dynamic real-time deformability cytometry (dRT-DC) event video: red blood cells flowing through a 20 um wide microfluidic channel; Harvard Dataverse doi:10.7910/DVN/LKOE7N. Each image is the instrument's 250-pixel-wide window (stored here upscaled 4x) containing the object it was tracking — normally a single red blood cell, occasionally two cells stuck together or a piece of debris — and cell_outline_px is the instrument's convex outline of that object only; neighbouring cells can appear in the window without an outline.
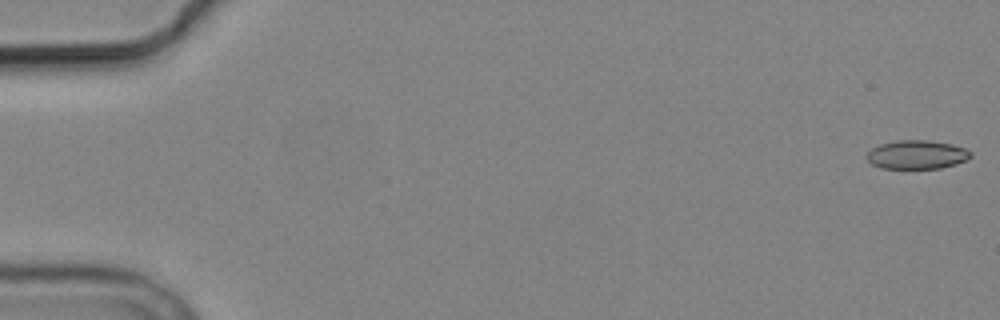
{"species": "common noctule bat (a hibernating species)", "species_latin": "Nyctalus noctula", "temperature_condition": "cold", "stored_images_in_passage": 4, "camera_frame_rate_fps": 3000, "um_per_image_px": 0.085, "animal": {"sex": "male", "body_mass_g": 19.2, "forearm_length_mm": 51.8}, "frame": {"image": 1, "passage_image": 1, "time_ms": 0.0, "image_size_px": [1000, 320], "cell_outline_px": [[972, 156], [968, 160], [956, 164], [940, 168], [880, 168], [872, 164], [864, 156], [872, 148], [880, 144], [896, 140], [928, 140], [952, 144], [964, 148], [972, 152]], "centroid_in_image_um": [77.94, 13.14], "position_along_channel_um": 7.1, "area_um2": 17.51}}
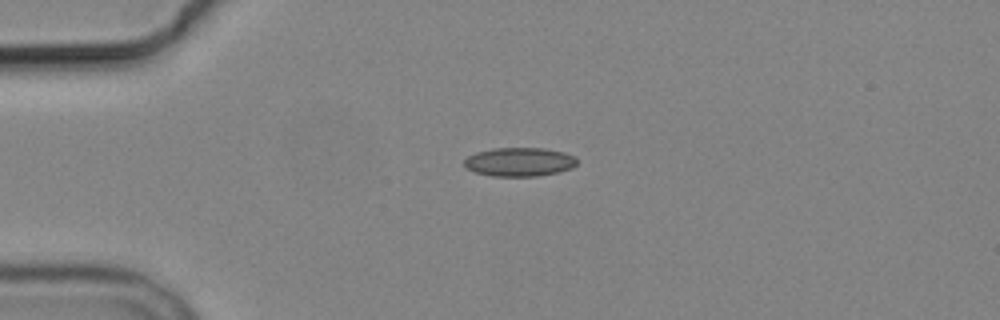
{"frame": {"image": 2, "passage_image": 4, "time_ms": 4.333, "image_size_px": [1000, 320], "cell_outline_px": [[576, 164], [572, 168], [556, 172], [536, 176], [492, 176], [476, 172], [464, 168], [464, 160], [468, 156], [476, 152], [492, 148], [544, 148], [564, 152], [576, 156]], "centroid_in_image_um": [44.13, 13.75], "position_along_channel_um": 40.9, "area_um2": 18.96}}